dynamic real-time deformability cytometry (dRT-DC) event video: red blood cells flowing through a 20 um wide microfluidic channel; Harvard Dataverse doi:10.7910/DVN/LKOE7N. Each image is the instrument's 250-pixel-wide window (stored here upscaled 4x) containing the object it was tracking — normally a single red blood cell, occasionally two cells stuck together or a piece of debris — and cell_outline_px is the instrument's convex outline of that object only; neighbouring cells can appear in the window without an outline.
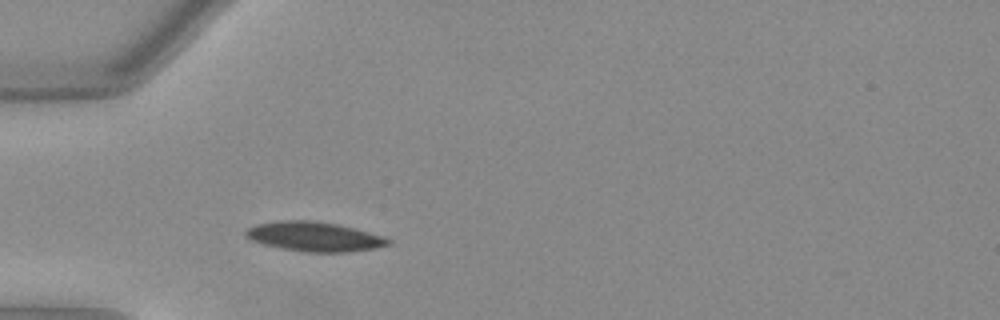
{"species": "Egyptian fruit bat (a non-hibernating species)", "species_latin": "Rousettus aegyptiacus", "temperature_condition": "warm", "stored_images_in_passage": 36, "camera_frame_rate_fps": 3000, "um_per_image_px": 0.085, "animal": {"sex": "female"}, "frame": {"image": 1, "passage_image": 1, "time_ms": 0.0, "image_size_px": [1000, 320], "cell_outline_px": [[392, 244], [376, 248], [352, 252], [304, 252], [264, 244], [252, 240], [244, 236], [244, 232], [248, 228], [260, 224], [280, 220], [312, 220], [336, 224], [368, 232], [392, 240]], "centroid_in_image_um": [26.73, 20.12], "position_along_channel_um": 58.3, "area_um2": 24.28}}
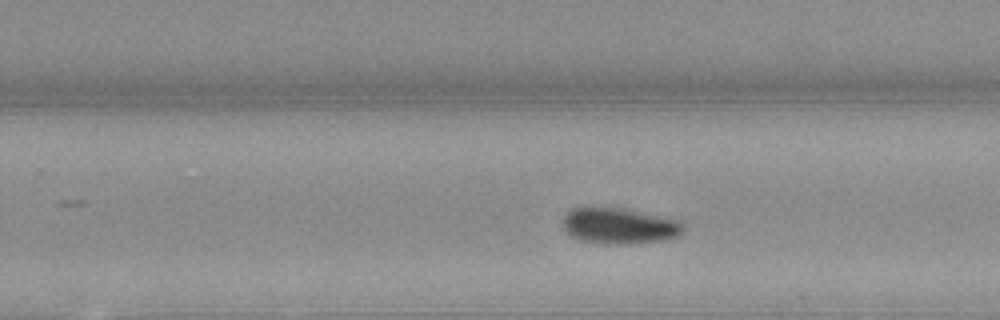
{"frame": {"image": 2, "passage_image": 18, "time_ms": 5.667, "image_size_px": [1000, 320], "cell_outline_px": [[684, 232], [680, 236], [668, 240], [624, 244], [600, 244], [580, 240], [572, 236], [564, 228], [564, 216], [572, 208], [620, 208], [680, 220], [684, 224]], "centroid_in_image_um": [52.71, 19.22], "position_along_channel_um": 277.1, "area_um2": 25.2}}
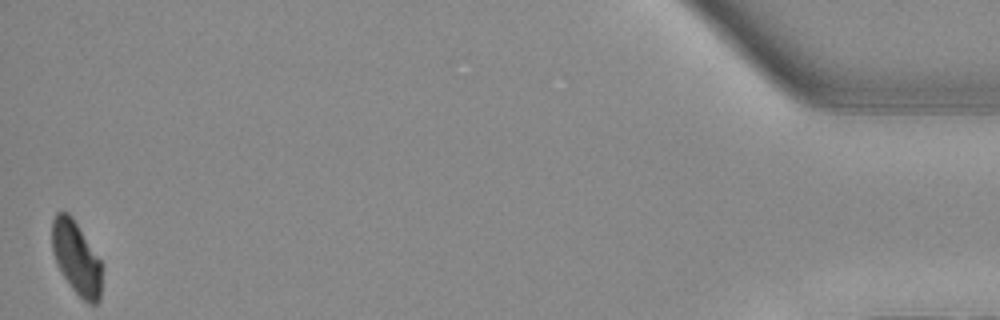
{"frame": {"image": 3, "passage_image": 36, "time_ms": 11.667, "image_size_px": [1000, 320], "cell_outline_px": [[100, 300], [96, 304], [88, 304], [72, 288], [64, 276], [52, 252], [52, 220], [56, 212], [68, 212], [72, 216], [100, 260]], "centroid_in_image_um": [6.47, 21.9], "position_along_channel_um": 428.7, "area_um2": 20.75}, "authors_computed_cell_mechanics": {"area_um2": 24.3338, "velocity_mm_per_s": 3.9951, "shape_relaxation_time_tau1_ms": 3.9648, "shape_relaxation_time_tau2_ms": null, "deformation_change_tau1": 0.1423, "deformation_change_tau2": null}}